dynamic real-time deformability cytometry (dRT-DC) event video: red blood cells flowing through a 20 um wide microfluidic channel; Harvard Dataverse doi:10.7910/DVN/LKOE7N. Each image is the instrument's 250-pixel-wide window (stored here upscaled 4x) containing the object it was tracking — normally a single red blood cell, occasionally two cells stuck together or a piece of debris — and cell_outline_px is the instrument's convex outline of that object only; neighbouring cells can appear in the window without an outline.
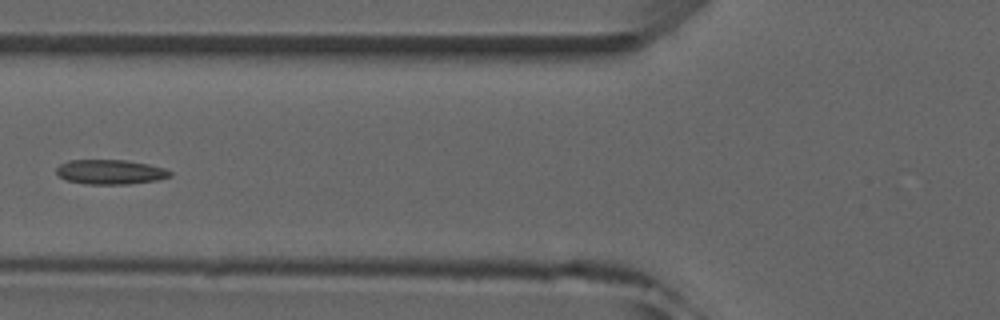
{"species": "common noctule bat (a hibernating species)", "species_latin": "Nyctalus noctula", "temperature_condition": "room temperature", "stored_images_in_passage": 5, "camera_frame_rate_fps": 3000, "um_per_image_px": 0.085, "animal": {"sex": "male", "forearm_length_mm": 52.5}, "frame": {"image": 1, "passage_image": 5, "time_ms": 5.333, "image_size_px": [1000, 320], "cell_outline_px": [[172, 176], [156, 180], [128, 184], [84, 184], [64, 180], [56, 172], [56, 168], [60, 164], [68, 160], [124, 160], [148, 164], [164, 168], [172, 172]], "centroid_in_image_um": [9.35, 14.62], "position_along_channel_um": 116.4, "area_um2": 16.36}}